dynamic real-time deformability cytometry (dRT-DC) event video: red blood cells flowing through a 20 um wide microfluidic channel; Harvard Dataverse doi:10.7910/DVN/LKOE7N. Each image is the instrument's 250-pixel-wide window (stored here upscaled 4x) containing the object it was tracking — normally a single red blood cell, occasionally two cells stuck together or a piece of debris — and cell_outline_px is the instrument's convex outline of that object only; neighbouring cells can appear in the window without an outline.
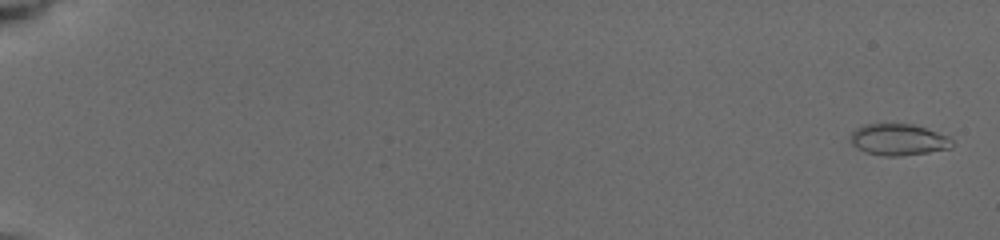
{"species": "common noctule bat (a hibernating species)", "species_latin": "Nyctalus noctula", "temperature_condition": "cold", "stored_images_in_passage": 17, "camera_frame_rate_fps": 3000, "um_per_image_px": 0.085, "animal": {"sex": "female", "body_mass_g": 19.5, "forearm_length_mm": 54.1}, "frame": {"image": 1, "passage_image": 1, "time_ms": 0.0, "image_size_px": [1000, 240], "cell_outline_px": [[952, 148], [928, 152], [900, 156], [884, 156], [864, 152], [856, 148], [848, 140], [848, 136], [856, 128], [864, 124], [912, 124], [948, 136], [952, 140]], "centroid_in_image_um": [76.3, 11.88], "position_along_channel_um": 8.7, "area_um2": 18.73}}
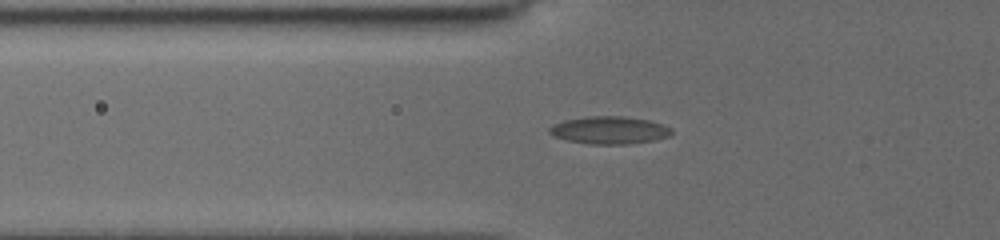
{"frame": {"image": 2, "passage_image": 14, "time_ms": 6.667, "image_size_px": [1000, 240], "cell_outline_px": [[672, 132], [668, 136], [656, 140], [628, 144], [588, 144], [568, 140], [552, 136], [548, 132], [548, 128], [552, 124], [564, 120], [588, 116], [624, 116], [648, 120], [664, 124], [672, 128]], "centroid_in_image_um": [51.78, 11.06], "position_along_channel_um": 74.0, "area_um2": 19.83}}
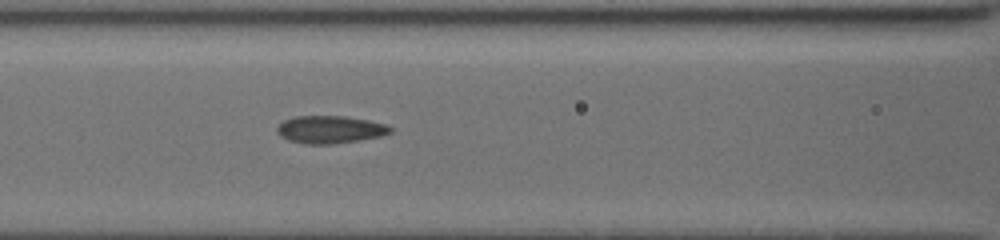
{"frame": {"image": 3, "passage_image": 17, "time_ms": 8.333, "image_size_px": [1000, 240], "cell_outline_px": [[392, 132], [380, 136], [332, 144], [304, 144], [288, 140], [280, 136], [276, 132], [276, 128], [284, 120], [296, 116], [344, 116], [368, 120], [384, 124], [392, 128]], "centroid_in_image_um": [28.01, 11.01], "position_along_channel_um": 138.6, "area_um2": 18.09}}